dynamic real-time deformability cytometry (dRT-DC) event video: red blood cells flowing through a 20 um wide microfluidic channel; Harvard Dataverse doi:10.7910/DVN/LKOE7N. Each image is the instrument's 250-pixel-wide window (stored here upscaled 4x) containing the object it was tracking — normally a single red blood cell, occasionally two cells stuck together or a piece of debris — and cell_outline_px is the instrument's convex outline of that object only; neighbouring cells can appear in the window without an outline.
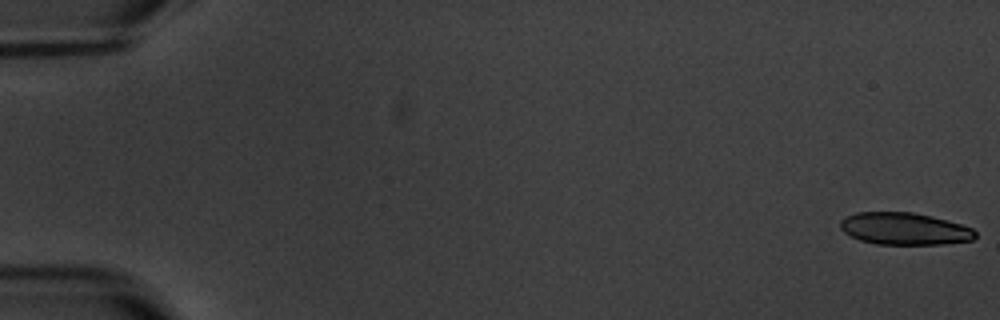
{"species": "common noctule bat (a hibernating species)", "species_latin": "Nyctalus noctula", "temperature_condition": "warm", "stored_images_in_passage": 5, "segment_of_instrument_passage": [2, 2], "camera_frame_rate_fps": 3000, "um_per_image_px": 0.085, "animal": {"sex": "male", "body_mass_g": 20.1, "forearm_length_mm": 53.5}, "frame": {"image": 1, "passage_image": 5, "time_ms": 8.667, "image_size_px": [1000, 320], "cell_outline_px": [[976, 236], [972, 240], [944, 244], [876, 244], [860, 240], [844, 232], [840, 228], [840, 220], [856, 212], [912, 212], [932, 216], [948, 220], [972, 228], [976, 232]], "centroid_in_image_um": [76.88, 19.44], "position_along_channel_um": 8.1, "area_um2": 25.26}}